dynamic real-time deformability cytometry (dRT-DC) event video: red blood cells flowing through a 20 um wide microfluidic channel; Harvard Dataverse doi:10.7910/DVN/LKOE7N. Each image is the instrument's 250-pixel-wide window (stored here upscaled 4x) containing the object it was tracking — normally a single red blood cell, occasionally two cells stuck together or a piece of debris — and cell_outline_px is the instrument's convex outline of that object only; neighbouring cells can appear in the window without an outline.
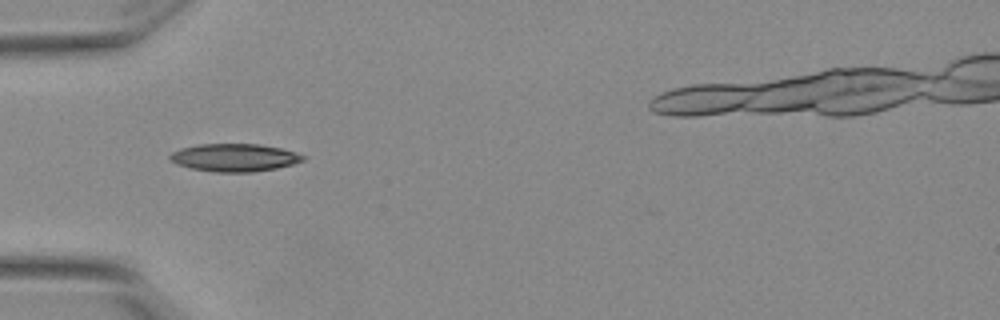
{"species": "Egyptian fruit bat (a non-hibernating species)", "species_latin": "Rousettus aegyptiacus", "temperature_condition": "warm", "stored_images_in_passage": 4, "camera_frame_rate_fps": 3000, "um_per_image_px": 0.085, "animal": {"sex": "female"}, "frame": {"image": 1, "passage_image": 1, "time_ms": 0.0, "image_size_px": [1000, 320], "cell_outline_px": [[304, 160], [292, 164], [276, 168], [252, 172], [216, 172], [192, 168], [176, 164], [168, 156], [172, 152], [180, 148], [200, 144], [260, 144], [280, 148], [296, 152], [304, 156]], "centroid_in_image_um": [19.92, 13.39], "position_along_channel_um": 65.1, "area_um2": 21.39}}